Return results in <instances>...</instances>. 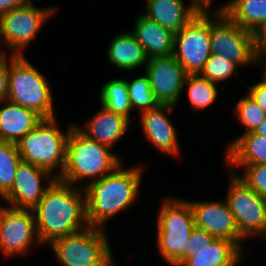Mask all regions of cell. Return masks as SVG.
<instances>
[{
	"label": "cell",
	"mask_w": 266,
	"mask_h": 266,
	"mask_svg": "<svg viewBox=\"0 0 266 266\" xmlns=\"http://www.w3.org/2000/svg\"><path fill=\"white\" fill-rule=\"evenodd\" d=\"M3 41H2V38H1V29H0V59H3V58H5V57H7L8 55H7V51L4 49V51L3 50H1L2 48H3ZM6 51V52H5Z\"/></svg>",
	"instance_id": "40"
},
{
	"label": "cell",
	"mask_w": 266,
	"mask_h": 266,
	"mask_svg": "<svg viewBox=\"0 0 266 266\" xmlns=\"http://www.w3.org/2000/svg\"><path fill=\"white\" fill-rule=\"evenodd\" d=\"M49 246L63 266H115L105 229L88 226L72 235L62 236Z\"/></svg>",
	"instance_id": "6"
},
{
	"label": "cell",
	"mask_w": 266,
	"mask_h": 266,
	"mask_svg": "<svg viewBox=\"0 0 266 266\" xmlns=\"http://www.w3.org/2000/svg\"><path fill=\"white\" fill-rule=\"evenodd\" d=\"M55 8H38L26 1L0 16L1 38L12 55L23 56V50L38 34L45 22L55 14Z\"/></svg>",
	"instance_id": "10"
},
{
	"label": "cell",
	"mask_w": 266,
	"mask_h": 266,
	"mask_svg": "<svg viewBox=\"0 0 266 266\" xmlns=\"http://www.w3.org/2000/svg\"><path fill=\"white\" fill-rule=\"evenodd\" d=\"M100 103L106 110L131 119L132 106L129 100L127 80L111 79L100 89Z\"/></svg>",
	"instance_id": "25"
},
{
	"label": "cell",
	"mask_w": 266,
	"mask_h": 266,
	"mask_svg": "<svg viewBox=\"0 0 266 266\" xmlns=\"http://www.w3.org/2000/svg\"><path fill=\"white\" fill-rule=\"evenodd\" d=\"M229 172L225 201L233 213L238 231L243 241L251 236L258 237L266 229V198L251 189L234 170Z\"/></svg>",
	"instance_id": "9"
},
{
	"label": "cell",
	"mask_w": 266,
	"mask_h": 266,
	"mask_svg": "<svg viewBox=\"0 0 266 266\" xmlns=\"http://www.w3.org/2000/svg\"><path fill=\"white\" fill-rule=\"evenodd\" d=\"M226 13L243 29L255 32L266 22V0H231L214 14Z\"/></svg>",
	"instance_id": "24"
},
{
	"label": "cell",
	"mask_w": 266,
	"mask_h": 266,
	"mask_svg": "<svg viewBox=\"0 0 266 266\" xmlns=\"http://www.w3.org/2000/svg\"><path fill=\"white\" fill-rule=\"evenodd\" d=\"M132 33L149 59L173 56L175 33L143 14L136 17Z\"/></svg>",
	"instance_id": "18"
},
{
	"label": "cell",
	"mask_w": 266,
	"mask_h": 266,
	"mask_svg": "<svg viewBox=\"0 0 266 266\" xmlns=\"http://www.w3.org/2000/svg\"><path fill=\"white\" fill-rule=\"evenodd\" d=\"M193 213L195 227L204 229L217 239L234 241L241 249L244 239L238 231L233 213L224 201L186 200Z\"/></svg>",
	"instance_id": "15"
},
{
	"label": "cell",
	"mask_w": 266,
	"mask_h": 266,
	"mask_svg": "<svg viewBox=\"0 0 266 266\" xmlns=\"http://www.w3.org/2000/svg\"><path fill=\"white\" fill-rule=\"evenodd\" d=\"M236 68H239L237 64L229 61L225 57L219 54H211L205 63L203 70L200 75L207 80L217 84L228 78L232 77L234 74L239 77Z\"/></svg>",
	"instance_id": "30"
},
{
	"label": "cell",
	"mask_w": 266,
	"mask_h": 266,
	"mask_svg": "<svg viewBox=\"0 0 266 266\" xmlns=\"http://www.w3.org/2000/svg\"><path fill=\"white\" fill-rule=\"evenodd\" d=\"M249 95L257 105L266 113V80L263 78L260 82L250 86Z\"/></svg>",
	"instance_id": "33"
},
{
	"label": "cell",
	"mask_w": 266,
	"mask_h": 266,
	"mask_svg": "<svg viewBox=\"0 0 266 266\" xmlns=\"http://www.w3.org/2000/svg\"><path fill=\"white\" fill-rule=\"evenodd\" d=\"M5 102L8 103L7 106L0 107V141L17 144L43 118L26 107Z\"/></svg>",
	"instance_id": "19"
},
{
	"label": "cell",
	"mask_w": 266,
	"mask_h": 266,
	"mask_svg": "<svg viewBox=\"0 0 266 266\" xmlns=\"http://www.w3.org/2000/svg\"><path fill=\"white\" fill-rule=\"evenodd\" d=\"M261 238H266V229L259 235Z\"/></svg>",
	"instance_id": "41"
},
{
	"label": "cell",
	"mask_w": 266,
	"mask_h": 266,
	"mask_svg": "<svg viewBox=\"0 0 266 266\" xmlns=\"http://www.w3.org/2000/svg\"><path fill=\"white\" fill-rule=\"evenodd\" d=\"M145 67V74L159 103L177 106L188 75L179 62L173 56L151 58Z\"/></svg>",
	"instance_id": "14"
},
{
	"label": "cell",
	"mask_w": 266,
	"mask_h": 266,
	"mask_svg": "<svg viewBox=\"0 0 266 266\" xmlns=\"http://www.w3.org/2000/svg\"><path fill=\"white\" fill-rule=\"evenodd\" d=\"M216 238L204 229L194 227L189 240L187 241V246L185 248V254L173 265L178 266L185 258L195 255L198 250L210 245Z\"/></svg>",
	"instance_id": "32"
},
{
	"label": "cell",
	"mask_w": 266,
	"mask_h": 266,
	"mask_svg": "<svg viewBox=\"0 0 266 266\" xmlns=\"http://www.w3.org/2000/svg\"><path fill=\"white\" fill-rule=\"evenodd\" d=\"M256 54L266 52V22L254 32Z\"/></svg>",
	"instance_id": "35"
},
{
	"label": "cell",
	"mask_w": 266,
	"mask_h": 266,
	"mask_svg": "<svg viewBox=\"0 0 266 266\" xmlns=\"http://www.w3.org/2000/svg\"><path fill=\"white\" fill-rule=\"evenodd\" d=\"M186 85L188 86L187 95L190 105L196 111L203 110L210 106L219 95V89H217L218 84L207 80L200 74L187 75L184 88Z\"/></svg>",
	"instance_id": "26"
},
{
	"label": "cell",
	"mask_w": 266,
	"mask_h": 266,
	"mask_svg": "<svg viewBox=\"0 0 266 266\" xmlns=\"http://www.w3.org/2000/svg\"><path fill=\"white\" fill-rule=\"evenodd\" d=\"M6 101L33 110L43 119L56 117L50 81L24 55L9 57Z\"/></svg>",
	"instance_id": "4"
},
{
	"label": "cell",
	"mask_w": 266,
	"mask_h": 266,
	"mask_svg": "<svg viewBox=\"0 0 266 266\" xmlns=\"http://www.w3.org/2000/svg\"><path fill=\"white\" fill-rule=\"evenodd\" d=\"M26 0H0V16L22 5Z\"/></svg>",
	"instance_id": "37"
},
{
	"label": "cell",
	"mask_w": 266,
	"mask_h": 266,
	"mask_svg": "<svg viewBox=\"0 0 266 266\" xmlns=\"http://www.w3.org/2000/svg\"><path fill=\"white\" fill-rule=\"evenodd\" d=\"M21 161L17 144L0 141V198L11 190Z\"/></svg>",
	"instance_id": "27"
},
{
	"label": "cell",
	"mask_w": 266,
	"mask_h": 266,
	"mask_svg": "<svg viewBox=\"0 0 266 266\" xmlns=\"http://www.w3.org/2000/svg\"><path fill=\"white\" fill-rule=\"evenodd\" d=\"M144 6V16L174 33L179 32L196 15L189 5H185L184 0H146Z\"/></svg>",
	"instance_id": "20"
},
{
	"label": "cell",
	"mask_w": 266,
	"mask_h": 266,
	"mask_svg": "<svg viewBox=\"0 0 266 266\" xmlns=\"http://www.w3.org/2000/svg\"><path fill=\"white\" fill-rule=\"evenodd\" d=\"M9 57L0 59V103L7 99L8 75H9Z\"/></svg>",
	"instance_id": "34"
},
{
	"label": "cell",
	"mask_w": 266,
	"mask_h": 266,
	"mask_svg": "<svg viewBox=\"0 0 266 266\" xmlns=\"http://www.w3.org/2000/svg\"><path fill=\"white\" fill-rule=\"evenodd\" d=\"M127 85L129 100L133 110L138 107L140 113H142L143 111L155 108L160 104L155 98L150 86L149 78L146 74L134 80L127 81Z\"/></svg>",
	"instance_id": "28"
},
{
	"label": "cell",
	"mask_w": 266,
	"mask_h": 266,
	"mask_svg": "<svg viewBox=\"0 0 266 266\" xmlns=\"http://www.w3.org/2000/svg\"><path fill=\"white\" fill-rule=\"evenodd\" d=\"M211 15V54L222 55L238 66L257 64L254 33L243 29L226 13Z\"/></svg>",
	"instance_id": "8"
},
{
	"label": "cell",
	"mask_w": 266,
	"mask_h": 266,
	"mask_svg": "<svg viewBox=\"0 0 266 266\" xmlns=\"http://www.w3.org/2000/svg\"><path fill=\"white\" fill-rule=\"evenodd\" d=\"M122 165L83 188L88 226L105 229L109 218L128 209L138 199L143 166L123 169Z\"/></svg>",
	"instance_id": "2"
},
{
	"label": "cell",
	"mask_w": 266,
	"mask_h": 266,
	"mask_svg": "<svg viewBox=\"0 0 266 266\" xmlns=\"http://www.w3.org/2000/svg\"><path fill=\"white\" fill-rule=\"evenodd\" d=\"M34 242L36 246L41 245L33 210L0 206L1 253L6 258L25 255Z\"/></svg>",
	"instance_id": "12"
},
{
	"label": "cell",
	"mask_w": 266,
	"mask_h": 266,
	"mask_svg": "<svg viewBox=\"0 0 266 266\" xmlns=\"http://www.w3.org/2000/svg\"><path fill=\"white\" fill-rule=\"evenodd\" d=\"M214 1L215 0H191L189 6L196 14H209V10L211 9L209 6H211Z\"/></svg>",
	"instance_id": "36"
},
{
	"label": "cell",
	"mask_w": 266,
	"mask_h": 266,
	"mask_svg": "<svg viewBox=\"0 0 266 266\" xmlns=\"http://www.w3.org/2000/svg\"><path fill=\"white\" fill-rule=\"evenodd\" d=\"M57 117L43 119L17 143L22 161L55 172L58 178L64 171L66 163L67 140L71 124L67 132L58 127Z\"/></svg>",
	"instance_id": "5"
},
{
	"label": "cell",
	"mask_w": 266,
	"mask_h": 266,
	"mask_svg": "<svg viewBox=\"0 0 266 266\" xmlns=\"http://www.w3.org/2000/svg\"><path fill=\"white\" fill-rule=\"evenodd\" d=\"M79 189L57 178L32 209L41 244H50L59 237L75 234L88 227L85 192L83 188L82 191Z\"/></svg>",
	"instance_id": "1"
},
{
	"label": "cell",
	"mask_w": 266,
	"mask_h": 266,
	"mask_svg": "<svg viewBox=\"0 0 266 266\" xmlns=\"http://www.w3.org/2000/svg\"><path fill=\"white\" fill-rule=\"evenodd\" d=\"M210 55V15L196 14L175 33L173 57L190 75L200 74Z\"/></svg>",
	"instance_id": "11"
},
{
	"label": "cell",
	"mask_w": 266,
	"mask_h": 266,
	"mask_svg": "<svg viewBox=\"0 0 266 266\" xmlns=\"http://www.w3.org/2000/svg\"><path fill=\"white\" fill-rule=\"evenodd\" d=\"M242 249L226 239H215L210 245L185 258L178 266H237Z\"/></svg>",
	"instance_id": "21"
},
{
	"label": "cell",
	"mask_w": 266,
	"mask_h": 266,
	"mask_svg": "<svg viewBox=\"0 0 266 266\" xmlns=\"http://www.w3.org/2000/svg\"><path fill=\"white\" fill-rule=\"evenodd\" d=\"M227 165L266 164V137L249 132L227 145Z\"/></svg>",
	"instance_id": "23"
},
{
	"label": "cell",
	"mask_w": 266,
	"mask_h": 266,
	"mask_svg": "<svg viewBox=\"0 0 266 266\" xmlns=\"http://www.w3.org/2000/svg\"><path fill=\"white\" fill-rule=\"evenodd\" d=\"M51 174L44 168L21 161L16 170L13 186L2 199L13 208L33 209L57 179L56 174ZM43 180L44 183L47 182L44 185Z\"/></svg>",
	"instance_id": "13"
},
{
	"label": "cell",
	"mask_w": 266,
	"mask_h": 266,
	"mask_svg": "<svg viewBox=\"0 0 266 266\" xmlns=\"http://www.w3.org/2000/svg\"><path fill=\"white\" fill-rule=\"evenodd\" d=\"M130 122L123 115L108 111L102 106L84 126L75 125L88 138L112 149L129 129Z\"/></svg>",
	"instance_id": "17"
},
{
	"label": "cell",
	"mask_w": 266,
	"mask_h": 266,
	"mask_svg": "<svg viewBox=\"0 0 266 266\" xmlns=\"http://www.w3.org/2000/svg\"><path fill=\"white\" fill-rule=\"evenodd\" d=\"M264 60H266V52L257 54V65H262V63H263L264 66H265L266 65V63H265L266 61H264ZM264 69L265 70H264L263 78L266 80V66H265Z\"/></svg>",
	"instance_id": "38"
},
{
	"label": "cell",
	"mask_w": 266,
	"mask_h": 266,
	"mask_svg": "<svg viewBox=\"0 0 266 266\" xmlns=\"http://www.w3.org/2000/svg\"><path fill=\"white\" fill-rule=\"evenodd\" d=\"M242 166L244 169L243 176L238 177L244 181L257 194L266 198V164L257 165H228L227 168L232 170L233 167Z\"/></svg>",
	"instance_id": "31"
},
{
	"label": "cell",
	"mask_w": 266,
	"mask_h": 266,
	"mask_svg": "<svg viewBox=\"0 0 266 266\" xmlns=\"http://www.w3.org/2000/svg\"><path fill=\"white\" fill-rule=\"evenodd\" d=\"M121 161L111 148L88 138L74 124L67 140L64 171L58 179L74 186L88 178L91 182H84L85 188L114 172L123 163Z\"/></svg>",
	"instance_id": "3"
},
{
	"label": "cell",
	"mask_w": 266,
	"mask_h": 266,
	"mask_svg": "<svg viewBox=\"0 0 266 266\" xmlns=\"http://www.w3.org/2000/svg\"><path fill=\"white\" fill-rule=\"evenodd\" d=\"M176 107L171 104H159L157 107L143 111L140 114V124L145 139L159 151L164 154L175 155V157L180 153L178 134L168 115Z\"/></svg>",
	"instance_id": "16"
},
{
	"label": "cell",
	"mask_w": 266,
	"mask_h": 266,
	"mask_svg": "<svg viewBox=\"0 0 266 266\" xmlns=\"http://www.w3.org/2000/svg\"><path fill=\"white\" fill-rule=\"evenodd\" d=\"M162 204L158 211L156 245L161 257L173 266L185 254L195 224L186 199L165 198Z\"/></svg>",
	"instance_id": "7"
},
{
	"label": "cell",
	"mask_w": 266,
	"mask_h": 266,
	"mask_svg": "<svg viewBox=\"0 0 266 266\" xmlns=\"http://www.w3.org/2000/svg\"><path fill=\"white\" fill-rule=\"evenodd\" d=\"M107 58L122 71H131L147 64L148 57L132 32L116 35L107 49Z\"/></svg>",
	"instance_id": "22"
},
{
	"label": "cell",
	"mask_w": 266,
	"mask_h": 266,
	"mask_svg": "<svg viewBox=\"0 0 266 266\" xmlns=\"http://www.w3.org/2000/svg\"><path fill=\"white\" fill-rule=\"evenodd\" d=\"M254 133L261 135L263 137H266V118L263 120V122L257 127V129L254 131Z\"/></svg>",
	"instance_id": "39"
},
{
	"label": "cell",
	"mask_w": 266,
	"mask_h": 266,
	"mask_svg": "<svg viewBox=\"0 0 266 266\" xmlns=\"http://www.w3.org/2000/svg\"><path fill=\"white\" fill-rule=\"evenodd\" d=\"M233 112L239 123L247 129L244 134L254 132L266 118V113L257 105L249 94L240 98Z\"/></svg>",
	"instance_id": "29"
}]
</instances>
